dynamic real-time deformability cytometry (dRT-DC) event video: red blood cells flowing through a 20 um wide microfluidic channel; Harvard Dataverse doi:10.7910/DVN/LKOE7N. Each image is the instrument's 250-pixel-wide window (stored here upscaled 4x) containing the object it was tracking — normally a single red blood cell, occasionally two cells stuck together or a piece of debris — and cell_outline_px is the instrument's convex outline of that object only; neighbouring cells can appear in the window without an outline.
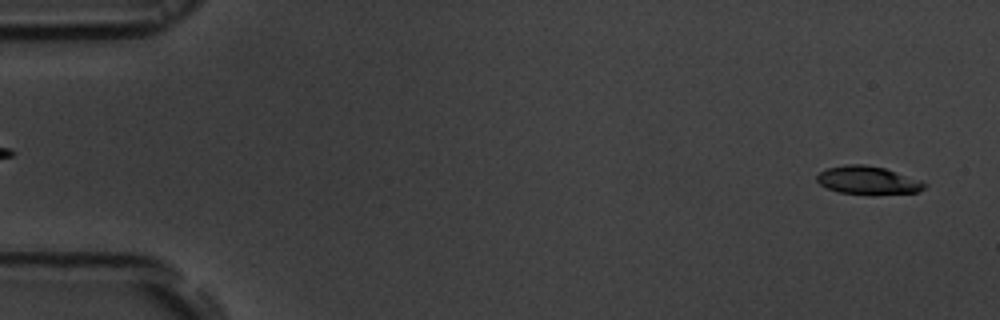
{"species": "common noctule bat (a hibernating species)", "species_latin": "Nyctalus noctula", "temperature_condition": "room temperature", "stored_images_in_passage": 9, "camera_frame_rate_fps": 3000, "um_per_image_px": 0.085, "animal": {"sex": "male", "body_mass_g": 19.5, "forearm_length_mm": 54.6}, "frame": {"image": 1, "passage_image": 2, "time_ms": 0.333, "image_size_px": [1000, 320], "cell_outline_px": [[928, 184], [920, 192], [872, 196], [840, 192], [828, 188], [820, 184], [816, 180], [816, 176], [820, 172], [828, 168], [844, 164], [864, 164], [884, 168], [920, 180]], "centroid_in_image_um": [73.8, 15.35], "position_along_channel_um": 11.2, "area_um2": 17.98}}